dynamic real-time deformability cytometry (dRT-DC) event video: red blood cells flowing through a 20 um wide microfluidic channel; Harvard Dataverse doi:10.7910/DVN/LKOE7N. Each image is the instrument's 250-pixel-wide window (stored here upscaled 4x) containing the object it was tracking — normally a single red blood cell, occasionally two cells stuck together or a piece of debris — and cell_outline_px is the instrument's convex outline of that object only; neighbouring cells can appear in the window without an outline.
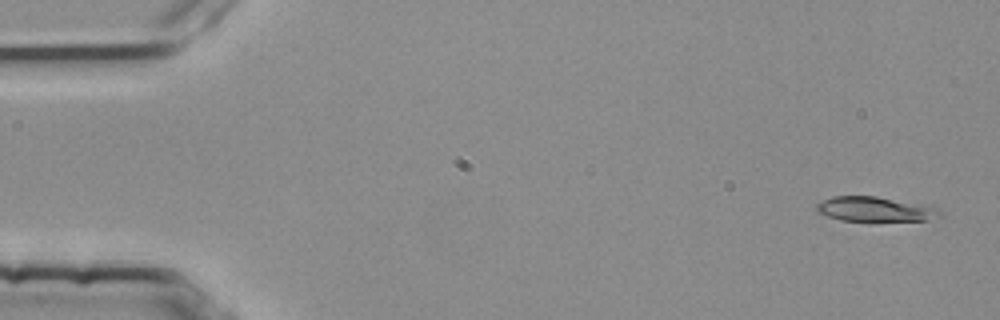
{"species": "common noctule bat (a hibernating species)", "species_latin": "Nyctalus noctula", "temperature_condition": "room temperature", "stored_images_in_passage": 5, "camera_frame_rate_fps": 3000, "um_per_image_px": 0.085, "animal": {"sex": "female", "body_mass_g": 25.1}, "frame": {"image": 1, "passage_image": 1, "time_ms": 0.0, "image_size_px": [1000, 320], "cell_outline_px": [[940, 216], [924, 220], [840, 220], [816, 212], [816, 204], [832, 196], [876, 196], [940, 208]], "centroid_in_image_um": [74.32, 17.77], "position_along_channel_um": 10.7, "area_um2": 17.34}}
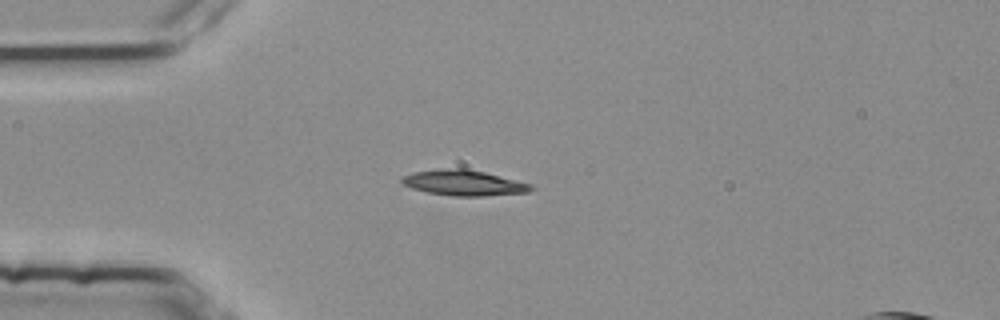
{"frame": {"image": 2, "passage_image": 4, "time_ms": 1.0, "image_size_px": [1000, 320], "cell_outline_px": [[532, 188], [528, 192], [484, 196], [452, 196], [428, 192], [412, 188], [404, 184], [400, 180], [404, 176], [412, 172], [440, 168], [464, 168], [484, 172], [532, 184]], "centroid_in_image_um": [39.4, 15.53], "position_along_channel_um": 45.6, "area_um2": 19.07}}
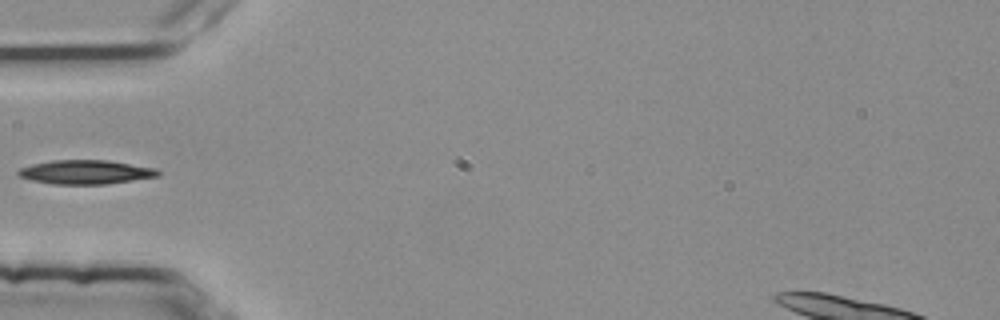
{"frame": {"image": 3, "passage_image": 5, "time_ms": 1.333, "image_size_px": [1000, 320], "cell_outline_px": [[160, 176], [108, 184], [52, 184], [32, 180], [20, 176], [16, 172], [20, 168], [32, 164], [52, 160], [108, 160], [156, 168], [160, 172]], "centroid_in_image_um": [7.31, 14.62], "position_along_channel_um": 77.7, "area_um2": 19.59}}